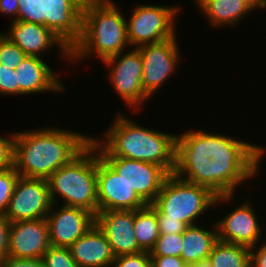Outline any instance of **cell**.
I'll list each match as a JSON object with an SVG mask.
<instances>
[{"instance_id": "obj_15", "label": "cell", "mask_w": 266, "mask_h": 267, "mask_svg": "<svg viewBox=\"0 0 266 267\" xmlns=\"http://www.w3.org/2000/svg\"><path fill=\"white\" fill-rule=\"evenodd\" d=\"M46 220L50 244L68 248L95 224V216L91 212L61 204L52 205Z\"/></svg>"}, {"instance_id": "obj_2", "label": "cell", "mask_w": 266, "mask_h": 267, "mask_svg": "<svg viewBox=\"0 0 266 267\" xmlns=\"http://www.w3.org/2000/svg\"><path fill=\"white\" fill-rule=\"evenodd\" d=\"M70 5V62L89 58L101 62L130 49L126 16L114 0H68ZM125 16V17H124Z\"/></svg>"}, {"instance_id": "obj_30", "label": "cell", "mask_w": 266, "mask_h": 267, "mask_svg": "<svg viewBox=\"0 0 266 267\" xmlns=\"http://www.w3.org/2000/svg\"><path fill=\"white\" fill-rule=\"evenodd\" d=\"M111 267H151L150 252L117 256Z\"/></svg>"}, {"instance_id": "obj_5", "label": "cell", "mask_w": 266, "mask_h": 267, "mask_svg": "<svg viewBox=\"0 0 266 267\" xmlns=\"http://www.w3.org/2000/svg\"><path fill=\"white\" fill-rule=\"evenodd\" d=\"M1 34L27 56L42 58L55 48L70 62V5L68 0H44L28 16L11 22ZM60 53V54H59ZM42 54V55H41ZM63 55V56H62ZM69 60V61H68Z\"/></svg>"}, {"instance_id": "obj_13", "label": "cell", "mask_w": 266, "mask_h": 267, "mask_svg": "<svg viewBox=\"0 0 266 267\" xmlns=\"http://www.w3.org/2000/svg\"><path fill=\"white\" fill-rule=\"evenodd\" d=\"M247 200L232 207L234 209H231L230 213H226L224 217H220L221 219L215 220L214 218L218 240L250 249L265 238L264 235L262 236V233L266 232L262 228L264 225L260 224L252 202Z\"/></svg>"}, {"instance_id": "obj_21", "label": "cell", "mask_w": 266, "mask_h": 267, "mask_svg": "<svg viewBox=\"0 0 266 267\" xmlns=\"http://www.w3.org/2000/svg\"><path fill=\"white\" fill-rule=\"evenodd\" d=\"M197 11L206 17L210 28H237L252 12L240 0H194Z\"/></svg>"}, {"instance_id": "obj_14", "label": "cell", "mask_w": 266, "mask_h": 267, "mask_svg": "<svg viewBox=\"0 0 266 267\" xmlns=\"http://www.w3.org/2000/svg\"><path fill=\"white\" fill-rule=\"evenodd\" d=\"M147 203L152 204L169 173L161 166L123 157H102Z\"/></svg>"}, {"instance_id": "obj_35", "label": "cell", "mask_w": 266, "mask_h": 267, "mask_svg": "<svg viewBox=\"0 0 266 267\" xmlns=\"http://www.w3.org/2000/svg\"><path fill=\"white\" fill-rule=\"evenodd\" d=\"M250 267H266V240L250 248Z\"/></svg>"}, {"instance_id": "obj_23", "label": "cell", "mask_w": 266, "mask_h": 267, "mask_svg": "<svg viewBox=\"0 0 266 267\" xmlns=\"http://www.w3.org/2000/svg\"><path fill=\"white\" fill-rule=\"evenodd\" d=\"M212 267H250V249L218 240L209 255Z\"/></svg>"}, {"instance_id": "obj_16", "label": "cell", "mask_w": 266, "mask_h": 267, "mask_svg": "<svg viewBox=\"0 0 266 267\" xmlns=\"http://www.w3.org/2000/svg\"><path fill=\"white\" fill-rule=\"evenodd\" d=\"M134 220L133 210H107L95 215V224L106 236L115 257L142 252L136 240Z\"/></svg>"}, {"instance_id": "obj_7", "label": "cell", "mask_w": 266, "mask_h": 267, "mask_svg": "<svg viewBox=\"0 0 266 267\" xmlns=\"http://www.w3.org/2000/svg\"><path fill=\"white\" fill-rule=\"evenodd\" d=\"M234 196H216L208 187L188 182L171 173L152 204L166 218L177 219L190 226L202 222V217L207 215L205 212L214 206H220L221 203L227 206L230 201L235 202Z\"/></svg>"}, {"instance_id": "obj_6", "label": "cell", "mask_w": 266, "mask_h": 267, "mask_svg": "<svg viewBox=\"0 0 266 267\" xmlns=\"http://www.w3.org/2000/svg\"><path fill=\"white\" fill-rule=\"evenodd\" d=\"M96 172L97 149L90 142L47 179L52 203L63 201L61 205L82 208L95 216L98 212Z\"/></svg>"}, {"instance_id": "obj_22", "label": "cell", "mask_w": 266, "mask_h": 267, "mask_svg": "<svg viewBox=\"0 0 266 267\" xmlns=\"http://www.w3.org/2000/svg\"><path fill=\"white\" fill-rule=\"evenodd\" d=\"M134 231L139 248L150 252L160 234L156 211L149 204L135 210Z\"/></svg>"}, {"instance_id": "obj_17", "label": "cell", "mask_w": 266, "mask_h": 267, "mask_svg": "<svg viewBox=\"0 0 266 267\" xmlns=\"http://www.w3.org/2000/svg\"><path fill=\"white\" fill-rule=\"evenodd\" d=\"M46 218L17 221L10 224L7 256L14 258H42L50 246Z\"/></svg>"}, {"instance_id": "obj_24", "label": "cell", "mask_w": 266, "mask_h": 267, "mask_svg": "<svg viewBox=\"0 0 266 267\" xmlns=\"http://www.w3.org/2000/svg\"><path fill=\"white\" fill-rule=\"evenodd\" d=\"M44 0H0V14L8 15L15 22L28 16Z\"/></svg>"}, {"instance_id": "obj_3", "label": "cell", "mask_w": 266, "mask_h": 267, "mask_svg": "<svg viewBox=\"0 0 266 267\" xmlns=\"http://www.w3.org/2000/svg\"><path fill=\"white\" fill-rule=\"evenodd\" d=\"M91 137L46 125L42 129L14 131L12 165L21 177L47 180L77 156Z\"/></svg>"}, {"instance_id": "obj_11", "label": "cell", "mask_w": 266, "mask_h": 267, "mask_svg": "<svg viewBox=\"0 0 266 267\" xmlns=\"http://www.w3.org/2000/svg\"><path fill=\"white\" fill-rule=\"evenodd\" d=\"M52 205L47 180L19 176L4 215L10 223L37 220L46 218Z\"/></svg>"}, {"instance_id": "obj_25", "label": "cell", "mask_w": 266, "mask_h": 267, "mask_svg": "<svg viewBox=\"0 0 266 267\" xmlns=\"http://www.w3.org/2000/svg\"><path fill=\"white\" fill-rule=\"evenodd\" d=\"M183 246L182 234L160 235L156 240L150 256H178L181 257Z\"/></svg>"}, {"instance_id": "obj_10", "label": "cell", "mask_w": 266, "mask_h": 267, "mask_svg": "<svg viewBox=\"0 0 266 267\" xmlns=\"http://www.w3.org/2000/svg\"><path fill=\"white\" fill-rule=\"evenodd\" d=\"M177 39L176 35L171 39L137 47L142 58V87L151 99L171 76L177 74V68L183 60Z\"/></svg>"}, {"instance_id": "obj_20", "label": "cell", "mask_w": 266, "mask_h": 267, "mask_svg": "<svg viewBox=\"0 0 266 267\" xmlns=\"http://www.w3.org/2000/svg\"><path fill=\"white\" fill-rule=\"evenodd\" d=\"M212 223L211 228L208 224L206 228L205 224L202 227V223L190 225L183 232L181 258L188 266L208 261L209 255L218 241L217 228L214 222Z\"/></svg>"}, {"instance_id": "obj_33", "label": "cell", "mask_w": 266, "mask_h": 267, "mask_svg": "<svg viewBox=\"0 0 266 267\" xmlns=\"http://www.w3.org/2000/svg\"><path fill=\"white\" fill-rule=\"evenodd\" d=\"M1 267H45L41 258H14L7 256L0 261Z\"/></svg>"}, {"instance_id": "obj_18", "label": "cell", "mask_w": 266, "mask_h": 267, "mask_svg": "<svg viewBox=\"0 0 266 267\" xmlns=\"http://www.w3.org/2000/svg\"><path fill=\"white\" fill-rule=\"evenodd\" d=\"M15 70L19 84V97L47 92L63 93L66 89L59 74L55 73L54 68L52 69L40 57L26 56Z\"/></svg>"}, {"instance_id": "obj_8", "label": "cell", "mask_w": 266, "mask_h": 267, "mask_svg": "<svg viewBox=\"0 0 266 267\" xmlns=\"http://www.w3.org/2000/svg\"><path fill=\"white\" fill-rule=\"evenodd\" d=\"M182 7L174 5L139 4L126 18L127 38L131 48L158 43L175 37V26ZM177 21V22H176Z\"/></svg>"}, {"instance_id": "obj_26", "label": "cell", "mask_w": 266, "mask_h": 267, "mask_svg": "<svg viewBox=\"0 0 266 267\" xmlns=\"http://www.w3.org/2000/svg\"><path fill=\"white\" fill-rule=\"evenodd\" d=\"M19 174L12 166L0 170V214H5Z\"/></svg>"}, {"instance_id": "obj_4", "label": "cell", "mask_w": 266, "mask_h": 267, "mask_svg": "<svg viewBox=\"0 0 266 267\" xmlns=\"http://www.w3.org/2000/svg\"><path fill=\"white\" fill-rule=\"evenodd\" d=\"M115 117L100 137H91L101 157L139 160L159 165L169 174L174 172L177 133L142 127L120 111Z\"/></svg>"}, {"instance_id": "obj_1", "label": "cell", "mask_w": 266, "mask_h": 267, "mask_svg": "<svg viewBox=\"0 0 266 267\" xmlns=\"http://www.w3.org/2000/svg\"><path fill=\"white\" fill-rule=\"evenodd\" d=\"M265 155L266 147L255 142L224 133H210L204 128L184 129L176 136L173 173L183 180L208 187L216 196L236 195L240 184L259 176L261 159Z\"/></svg>"}, {"instance_id": "obj_27", "label": "cell", "mask_w": 266, "mask_h": 267, "mask_svg": "<svg viewBox=\"0 0 266 267\" xmlns=\"http://www.w3.org/2000/svg\"><path fill=\"white\" fill-rule=\"evenodd\" d=\"M41 259L45 267H80L72 258L68 247L50 245Z\"/></svg>"}, {"instance_id": "obj_36", "label": "cell", "mask_w": 266, "mask_h": 267, "mask_svg": "<svg viewBox=\"0 0 266 267\" xmlns=\"http://www.w3.org/2000/svg\"><path fill=\"white\" fill-rule=\"evenodd\" d=\"M151 267H189L178 256H150Z\"/></svg>"}, {"instance_id": "obj_38", "label": "cell", "mask_w": 266, "mask_h": 267, "mask_svg": "<svg viewBox=\"0 0 266 267\" xmlns=\"http://www.w3.org/2000/svg\"><path fill=\"white\" fill-rule=\"evenodd\" d=\"M189 267H212V266L207 261V262L198 263V264H195V265H192V266H189Z\"/></svg>"}, {"instance_id": "obj_34", "label": "cell", "mask_w": 266, "mask_h": 267, "mask_svg": "<svg viewBox=\"0 0 266 267\" xmlns=\"http://www.w3.org/2000/svg\"><path fill=\"white\" fill-rule=\"evenodd\" d=\"M10 221L0 214V261L7 257L9 249Z\"/></svg>"}, {"instance_id": "obj_32", "label": "cell", "mask_w": 266, "mask_h": 267, "mask_svg": "<svg viewBox=\"0 0 266 267\" xmlns=\"http://www.w3.org/2000/svg\"><path fill=\"white\" fill-rule=\"evenodd\" d=\"M14 131L6 136L0 135V170L12 166Z\"/></svg>"}, {"instance_id": "obj_29", "label": "cell", "mask_w": 266, "mask_h": 267, "mask_svg": "<svg viewBox=\"0 0 266 267\" xmlns=\"http://www.w3.org/2000/svg\"><path fill=\"white\" fill-rule=\"evenodd\" d=\"M0 96L11 97L19 95V84L17 82V71L0 65Z\"/></svg>"}, {"instance_id": "obj_37", "label": "cell", "mask_w": 266, "mask_h": 267, "mask_svg": "<svg viewBox=\"0 0 266 267\" xmlns=\"http://www.w3.org/2000/svg\"><path fill=\"white\" fill-rule=\"evenodd\" d=\"M251 12L266 10V0H240Z\"/></svg>"}, {"instance_id": "obj_28", "label": "cell", "mask_w": 266, "mask_h": 267, "mask_svg": "<svg viewBox=\"0 0 266 267\" xmlns=\"http://www.w3.org/2000/svg\"><path fill=\"white\" fill-rule=\"evenodd\" d=\"M26 56L16 44L10 42L0 32V65L15 70Z\"/></svg>"}, {"instance_id": "obj_12", "label": "cell", "mask_w": 266, "mask_h": 267, "mask_svg": "<svg viewBox=\"0 0 266 267\" xmlns=\"http://www.w3.org/2000/svg\"><path fill=\"white\" fill-rule=\"evenodd\" d=\"M98 212L138 210L148 204L120 177L97 151Z\"/></svg>"}, {"instance_id": "obj_19", "label": "cell", "mask_w": 266, "mask_h": 267, "mask_svg": "<svg viewBox=\"0 0 266 267\" xmlns=\"http://www.w3.org/2000/svg\"><path fill=\"white\" fill-rule=\"evenodd\" d=\"M69 250L80 267H111L115 260L106 236L96 224L74 242Z\"/></svg>"}, {"instance_id": "obj_9", "label": "cell", "mask_w": 266, "mask_h": 267, "mask_svg": "<svg viewBox=\"0 0 266 267\" xmlns=\"http://www.w3.org/2000/svg\"><path fill=\"white\" fill-rule=\"evenodd\" d=\"M103 60L108 70V82L114 92L135 114L150 97L142 87V58L137 48H130ZM110 80V81H109ZM141 109V110H140ZM136 111V112H135Z\"/></svg>"}, {"instance_id": "obj_31", "label": "cell", "mask_w": 266, "mask_h": 267, "mask_svg": "<svg viewBox=\"0 0 266 267\" xmlns=\"http://www.w3.org/2000/svg\"><path fill=\"white\" fill-rule=\"evenodd\" d=\"M155 211L159 225V234H183L187 225L180 220L166 218L153 204H149Z\"/></svg>"}]
</instances>
